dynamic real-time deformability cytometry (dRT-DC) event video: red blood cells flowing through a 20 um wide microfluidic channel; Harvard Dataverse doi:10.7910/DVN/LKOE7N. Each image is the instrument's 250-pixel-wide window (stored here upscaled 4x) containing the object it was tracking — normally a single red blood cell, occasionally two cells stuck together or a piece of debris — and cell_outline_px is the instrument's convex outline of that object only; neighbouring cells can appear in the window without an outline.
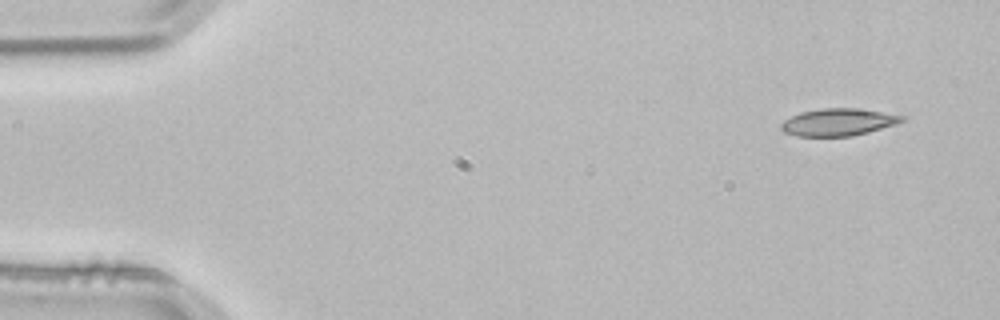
{"species": "common noctule bat (a hibernating species)", "species_latin": "Nyctalus noctula", "temperature_condition": "room temperature", "stored_images_in_passage": 3, "camera_frame_rate_fps": 3000, "um_per_image_px": 0.085, "animal": {"sex": "male", "body_mass_g": 21.5, "forearm_length_mm": 52.0}, "frame": {"image": 1, "passage_image": 1, "time_ms": 0.0, "image_size_px": [1000, 320], "cell_outline_px": [[908, 120], [896, 124], [868, 132], [852, 136], [796, 136], [784, 132], [780, 128], [780, 124], [784, 120], [800, 112], [820, 108], [856, 108], [908, 116]], "centroid_in_image_um": [71.28, 10.38], "position_along_channel_um": 13.7, "area_um2": 19.36}}